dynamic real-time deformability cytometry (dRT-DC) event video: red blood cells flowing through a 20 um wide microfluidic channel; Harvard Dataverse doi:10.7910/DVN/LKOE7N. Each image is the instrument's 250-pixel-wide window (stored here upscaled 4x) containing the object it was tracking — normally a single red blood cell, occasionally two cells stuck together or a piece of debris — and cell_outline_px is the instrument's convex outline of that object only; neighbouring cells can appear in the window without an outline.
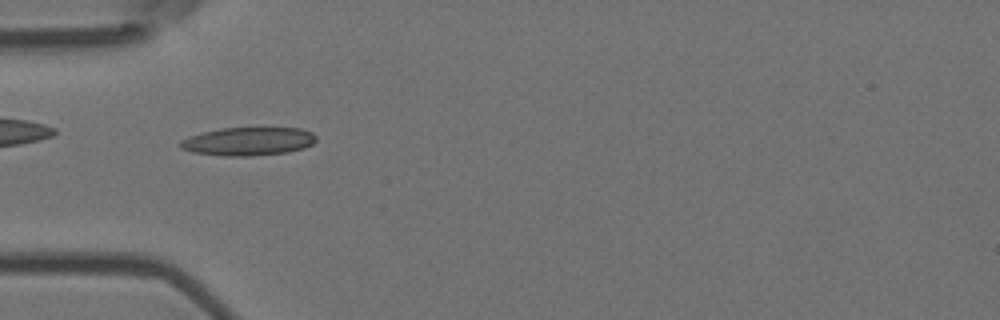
{"species": "Egyptian fruit bat (a non-hibernating species)", "species_latin": "Rousettus aegyptiacus", "temperature_condition": "room temperature", "stored_images_in_passage": 6, "camera_frame_rate_fps": 3000, "um_per_image_px": 0.085, "animal": {"sex": "female"}, "frame": {"image": 1, "passage_image": 5, "time_ms": 1.333, "image_size_px": [1000, 320], "cell_outline_px": [[316, 140], [312, 144], [304, 148], [288, 152], [252, 156], [224, 156], [192, 152], [180, 148], [180, 140], [188, 136], [220, 128], [300, 128], [312, 132], [316, 136]], "centroid_in_image_um": [21.1, 12.02], "position_along_channel_um": 63.9, "area_um2": 22.48}}
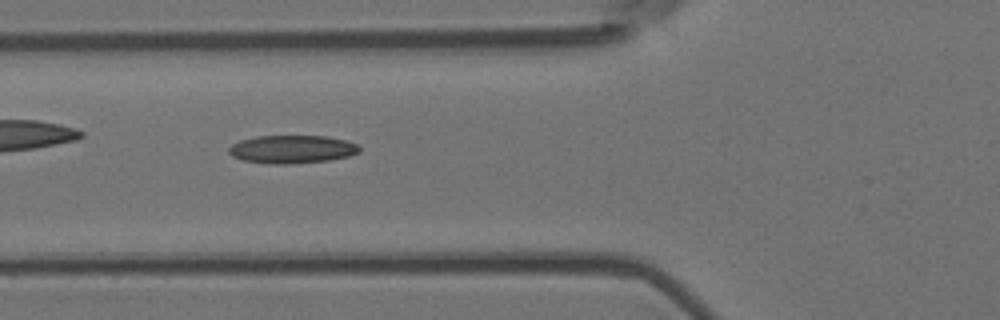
{"frame": {"image": 2, "passage_image": 6, "time_ms": 1.667, "image_size_px": [1000, 320], "cell_outline_px": [[360, 152], [348, 156], [328, 160], [288, 164], [272, 164], [244, 160], [232, 156], [228, 152], [228, 148], [232, 144], [240, 140], [256, 136], [328, 136], [344, 140], [356, 144], [360, 148]], "centroid_in_image_um": [24.8, 12.68], "position_along_channel_um": 101.0, "area_um2": 21.27}}